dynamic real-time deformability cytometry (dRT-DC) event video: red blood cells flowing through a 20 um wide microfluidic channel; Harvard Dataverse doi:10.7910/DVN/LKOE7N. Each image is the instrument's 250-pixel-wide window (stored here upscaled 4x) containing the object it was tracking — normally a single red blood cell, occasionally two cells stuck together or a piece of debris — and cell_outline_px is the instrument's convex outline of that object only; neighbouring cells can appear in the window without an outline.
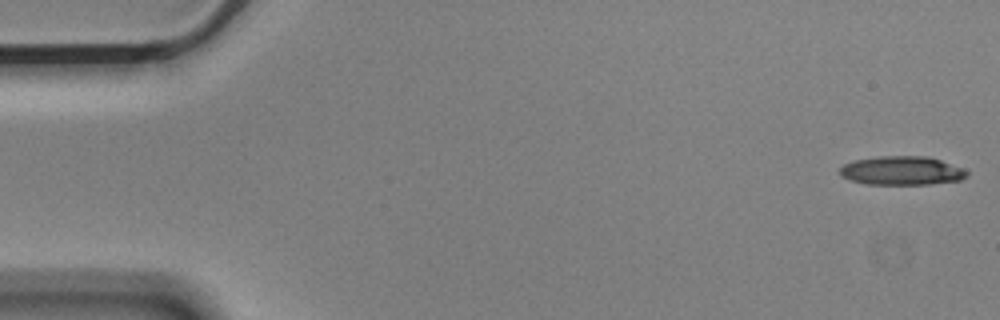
{"species": "Egyptian fruit bat (a non-hibernating species)", "species_latin": "Rousettus aegyptiacus", "temperature_condition": "cold", "stored_images_in_passage": 56, "camera_frame_rate_fps": 3000, "um_per_image_px": 0.085, "animal": {"sex": "male"}, "frame": {"image": 1, "passage_image": 1, "time_ms": 0.0, "image_size_px": [1000, 320], "cell_outline_px": [[968, 176], [960, 180], [928, 184], [868, 184], [852, 180], [840, 176], [840, 168], [844, 164], [852, 160], [880, 156], [928, 156], [964, 168], [968, 172]], "centroid_in_image_um": [76.66, 14.5], "position_along_channel_um": 8.3, "area_um2": 21.33}}
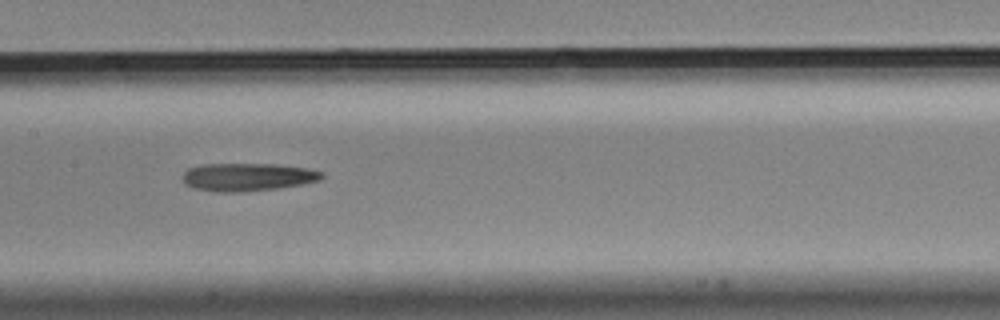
{"frame": {"image": 2, "passage_image": 27, "time_ms": 8.667, "image_size_px": [1000, 320], "cell_outline_px": [[324, 176], [320, 180], [304, 184], [280, 188], [244, 192], [216, 192], [192, 188], [184, 184], [180, 176], [188, 168], [200, 164], [272, 164], [304, 168], [324, 172]], "centroid_in_image_um": [20.99, 15.06], "position_along_channel_um": 186.4, "area_um2": 23.0}}
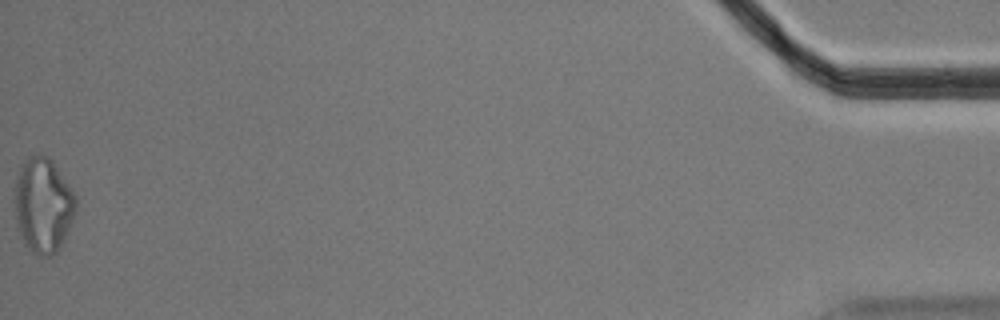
{"frame": {"image": 3, "passage_image": 56, "time_ms": 18.333, "image_size_px": [1000, 320], "cell_outline_px": [[76, 212], [64, 240], [60, 248], [52, 256], [40, 256], [28, 248], [24, 244], [20, 236], [16, 220], [12, 200], [16, 176], [20, 164], [28, 156], [48, 156], [52, 160], [76, 196]], "centroid_in_image_um": [3.63, 17.45], "position_along_channel_um": 431.6, "area_um2": 34.39}}